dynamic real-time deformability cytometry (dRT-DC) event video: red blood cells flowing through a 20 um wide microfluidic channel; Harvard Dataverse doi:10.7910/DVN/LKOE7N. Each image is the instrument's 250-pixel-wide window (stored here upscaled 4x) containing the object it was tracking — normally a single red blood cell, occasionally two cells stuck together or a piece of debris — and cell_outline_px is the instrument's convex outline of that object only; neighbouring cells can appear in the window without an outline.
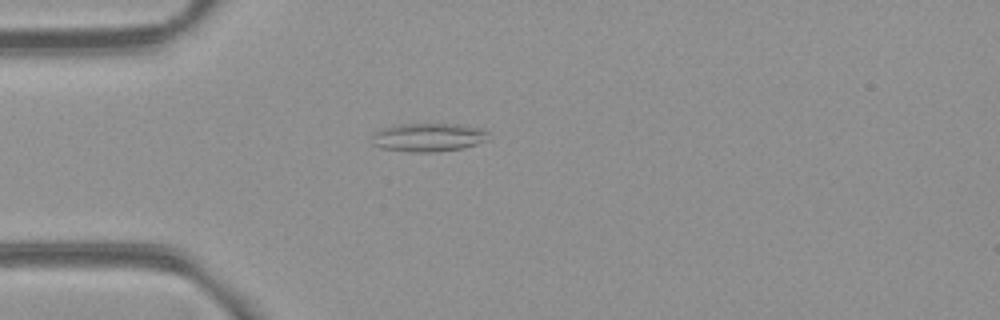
{"species": "common noctule bat (a hibernating species)", "species_latin": "Nyctalus noctula", "temperature_condition": "room temperature", "stored_images_in_passage": 40, "camera_frame_rate_fps": 3000, "um_per_image_px": 0.085, "animal": {"sex": "female", "body_mass_g": 21.9}, "frame": {"image": 1, "passage_image": 2, "time_ms": 0.333, "image_size_px": [1000, 320], "cell_outline_px": [[488, 140], [464, 148], [436, 152], [412, 152], [380, 148], [372, 144], [372, 136], [380, 128], [400, 124], [460, 124], [484, 128], [488, 132]], "centroid_in_image_um": [36.43, 11.67], "position_along_channel_um": 48.6, "area_um2": 19.59}}
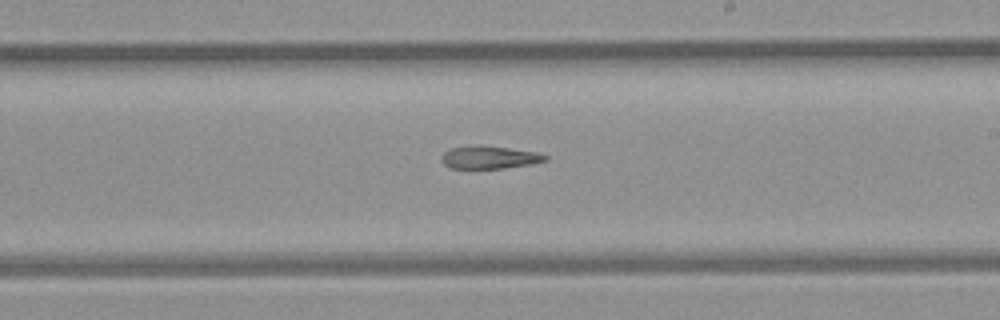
{"frame": {"image": 2, "passage_image": 18, "time_ms": 5.667, "image_size_px": [1000, 320], "cell_outline_px": [[548, 160], [532, 164], [504, 168], [452, 168], [444, 164], [440, 160], [440, 156], [444, 152], [452, 148], [504, 148], [536, 152], [548, 156]], "centroid_in_image_um": [41.63, 13.43], "position_along_channel_um": 247.4, "area_um2": 12.95}}
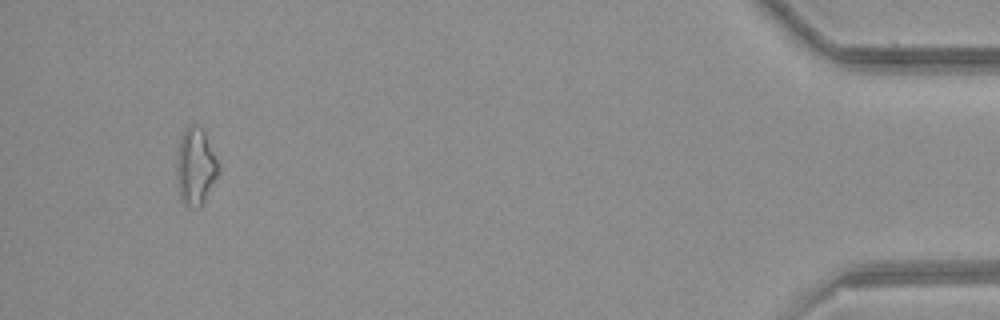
{"frame": {"image": 3, "passage_image": 37, "time_ms": 12.0, "image_size_px": [1000, 320], "cell_outline_px": [[220, 164], [216, 176], [200, 208], [184, 208], [180, 200], [176, 180], [176, 164], [180, 140], [184, 128], [188, 124], [196, 124], [204, 132]], "centroid_in_image_um": [16.58, 14.19], "position_along_channel_um": 418.6, "area_um2": 18.96}, "authors_computed_cell_mechanics": {"area_um2": 15.1436, "velocity_mm_per_s": 3.9688, "shape_relaxation_time_tau1_ms": null, "shape_relaxation_time_tau2_ms": 7.0282, "deformation_change_tau1": null, "deformation_change_tau2": 0.2102}}